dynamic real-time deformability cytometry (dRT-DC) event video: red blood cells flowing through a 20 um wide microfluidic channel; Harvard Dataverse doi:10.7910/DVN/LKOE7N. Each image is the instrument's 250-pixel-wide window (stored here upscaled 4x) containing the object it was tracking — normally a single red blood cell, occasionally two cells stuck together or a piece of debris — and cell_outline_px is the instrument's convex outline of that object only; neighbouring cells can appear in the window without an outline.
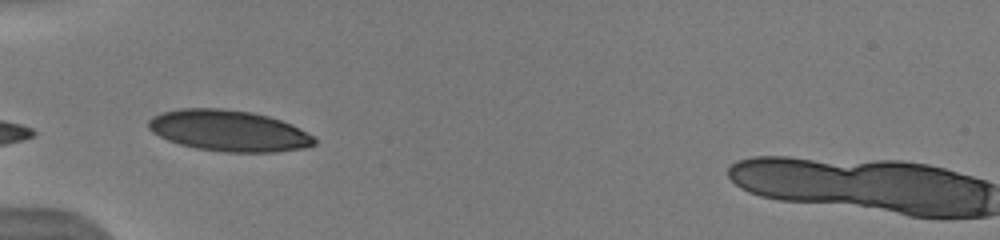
{"species": "human", "species_latin": "Homo sapiens", "temperature_condition": "warm", "stored_images_in_passage": 25, "camera_frame_rate_fps": 3000, "um_per_image_px": 0.085, "donor": {"sex": "male"}, "frame": {"image": 1, "passage_image": 1, "time_ms": 0.0, "image_size_px": [1000, 240], "cell_outline_px": [[316, 144], [304, 148], [276, 152], [224, 152], [196, 148], [180, 144], [168, 140], [152, 132], [148, 128], [148, 120], [152, 116], [160, 112], [180, 108], [220, 108], [252, 112], [268, 116], [292, 124], [312, 136], [316, 140]], "centroid_in_image_um": [19.42, 11.11], "position_along_channel_um": 65.6, "area_um2": 39.82}}